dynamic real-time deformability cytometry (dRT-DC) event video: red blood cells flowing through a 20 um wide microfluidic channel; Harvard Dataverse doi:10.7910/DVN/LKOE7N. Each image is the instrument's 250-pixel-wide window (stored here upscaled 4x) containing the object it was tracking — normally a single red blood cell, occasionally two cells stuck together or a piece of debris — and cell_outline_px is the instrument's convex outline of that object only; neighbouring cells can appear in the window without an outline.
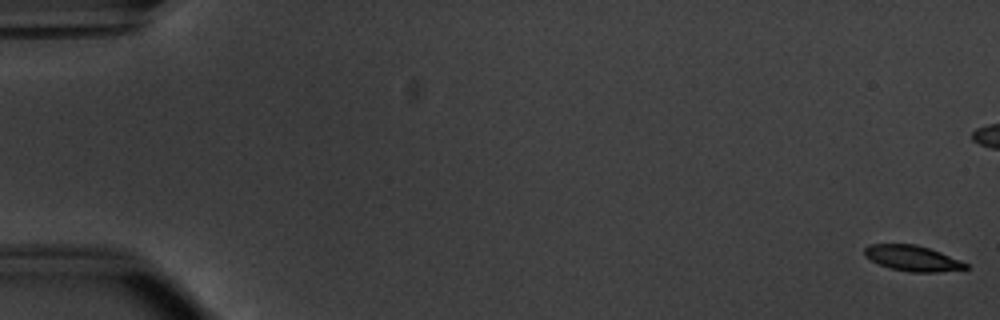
{"species": "common noctule bat (a hibernating species)", "species_latin": "Nyctalus noctula", "temperature_condition": "warm", "stored_images_in_passage": 55, "camera_frame_rate_fps": 3000, "um_per_image_px": 0.085, "animal": {"sex": "male", "body_mass_g": 20.1, "forearm_length_mm": 53.5}, "frame": {"image": 1, "passage_image": 1, "time_ms": 0.0, "image_size_px": [1000, 320], "cell_outline_px": [[968, 268], [940, 272], [912, 272], [892, 268], [880, 264], [864, 256], [864, 248], [868, 244], [916, 244], [940, 252], [960, 260], [968, 264]], "centroid_in_image_um": [77.56, 21.94], "position_along_channel_um": 7.4, "area_um2": 14.91}}
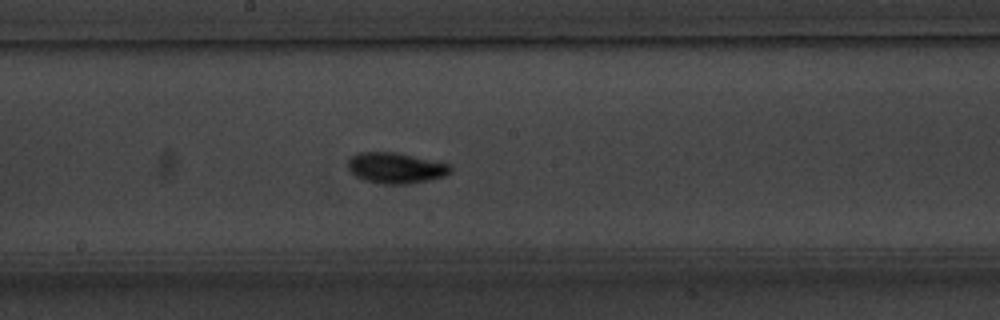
{"frame": {"image": 2, "passage_image": 30, "time_ms": 9.667, "image_size_px": [1000, 320], "cell_outline_px": [[452, 172], [444, 176], [428, 180], [408, 184], [380, 184], [364, 180], [356, 176], [348, 168], [348, 160], [352, 156], [360, 152], [396, 152], [448, 164], [452, 168]], "centroid_in_image_um": [33.63, 14.28], "position_along_channel_um": 214.6, "area_um2": 18.26}}
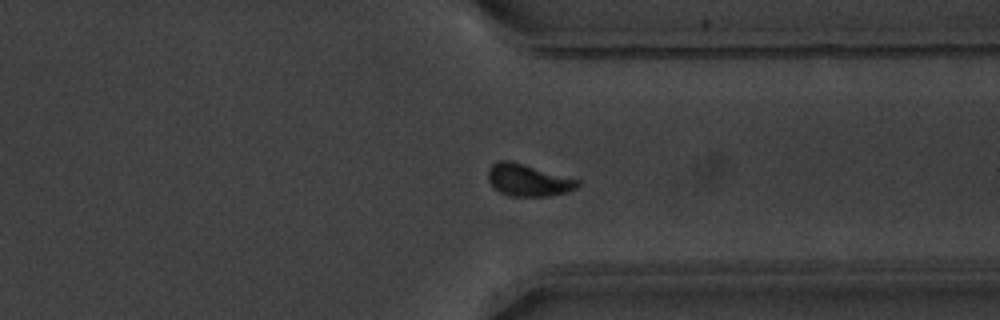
{"frame": {"image": 3, "passage_image": 42, "time_ms": 13.667, "image_size_px": [1000, 320], "cell_outline_px": [[580, 184], [576, 188], [564, 192], [548, 196], [508, 196], [500, 192], [488, 180], [488, 168], [496, 160], [508, 160], [580, 180]], "centroid_in_image_um": [44.86, 15.31], "position_along_channel_um": 366.5, "area_um2": 16.47}, "authors_computed_cell_mechanics": {"area_um2": 16.3574, "velocity_mm_per_s": 3.8022, "shape_relaxation_time_tau1_ms": 2.4437, "shape_relaxation_time_tau2_ms": 2.4792, "deformation_change_tau1": 0.1343, "deformation_change_tau2": 0.0663}}